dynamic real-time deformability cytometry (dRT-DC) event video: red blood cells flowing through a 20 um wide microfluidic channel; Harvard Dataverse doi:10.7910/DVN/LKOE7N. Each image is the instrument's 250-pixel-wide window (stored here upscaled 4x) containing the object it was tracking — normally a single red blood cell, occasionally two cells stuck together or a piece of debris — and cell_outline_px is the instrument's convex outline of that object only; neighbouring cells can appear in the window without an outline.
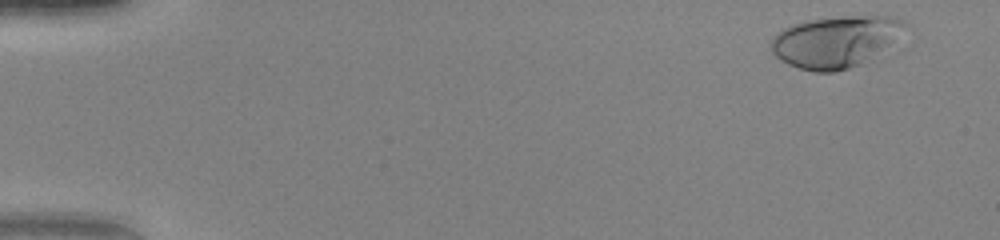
{"species": "human", "species_latin": "Homo sapiens", "temperature_condition": "warm", "stored_images_in_passage": 49, "camera_frame_rate_fps": 3000, "um_per_image_px": 0.085, "donor": {"sex": "female"}, "frame": {"image": 1, "passage_image": 2, "time_ms": 0.333, "image_size_px": [1000, 240], "cell_outline_px": [[912, 24], [888, 44], [860, 64], [836, 72], [812, 72], [788, 64], [780, 60], [772, 52], [772, 40], [784, 28], [792, 24], [808, 20], [840, 16], [900, 16]], "centroid_in_image_um": [71.05, 3.51], "position_along_channel_um": 14.0, "area_um2": 39.88}}
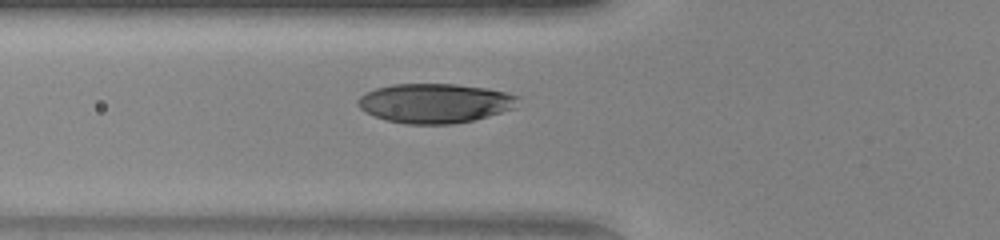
{"frame": {"image": 2, "passage_image": 18, "time_ms": 5.667, "image_size_px": [1000, 240], "cell_outline_px": [[520, 96], [516, 108], [488, 116], [472, 120], [452, 124], [408, 124], [388, 120], [376, 116], [360, 108], [356, 104], [356, 100], [364, 92], [376, 88], [392, 84], [456, 84], [484, 88], [504, 92]], "centroid_in_image_um": [36.97, 8.76], "position_along_channel_um": 88.8, "area_um2": 36.76}}
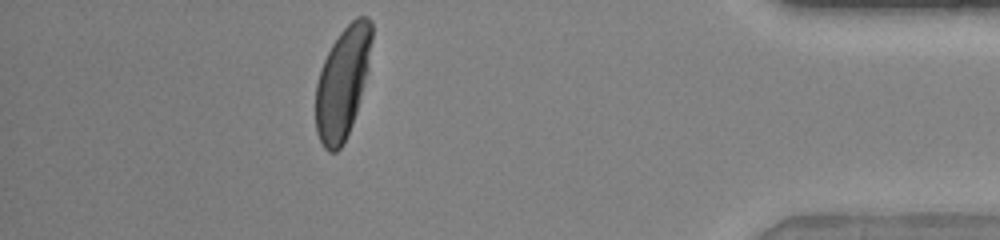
{"frame": {"image": 3, "passage_image": 44, "time_ms": 14.333, "image_size_px": [1000, 240], "cell_outline_px": [[372, 40], [368, 72], [356, 112], [352, 124], [340, 148], [336, 152], [328, 152], [324, 148], [316, 132], [316, 84], [320, 68], [332, 44], [340, 32], [356, 16], [368, 16], [372, 20]], "centroid_in_image_um": [29.13, 6.99], "position_along_channel_um": 406.1, "area_um2": 36.41}, "authors_computed_cell_mechanics": {"area_um2": 37.3966, "velocity_mm_per_s": 4.1204, "shape_relaxation_time_tau1_ms": 2.8085, "shape_relaxation_time_tau2_ms": null, "deformation_change_tau1": 0.175, "deformation_change_tau2": null}}